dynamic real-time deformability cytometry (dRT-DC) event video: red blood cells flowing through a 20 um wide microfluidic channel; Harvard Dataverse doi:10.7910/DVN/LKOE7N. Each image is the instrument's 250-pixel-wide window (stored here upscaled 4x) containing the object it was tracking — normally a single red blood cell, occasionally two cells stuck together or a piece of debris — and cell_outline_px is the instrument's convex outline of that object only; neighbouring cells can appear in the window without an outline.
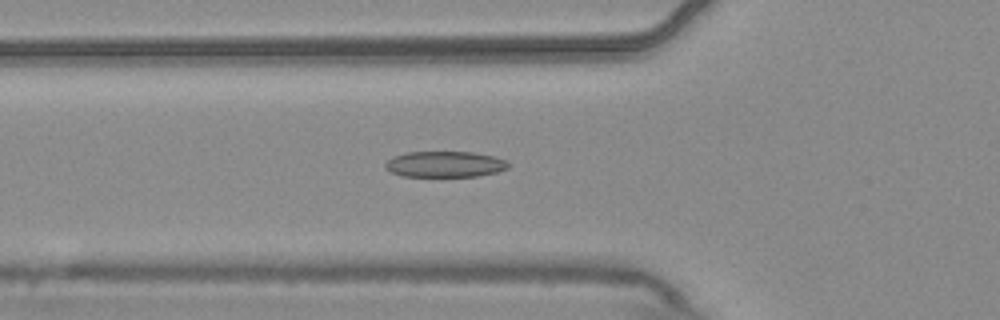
{"species": "common noctule bat (a hibernating species)", "species_latin": "Nyctalus noctula", "temperature_condition": "warm", "stored_images_in_passage": 49, "camera_frame_rate_fps": 3000, "um_per_image_px": 0.085, "animal": {"sex": "male", "body_mass_g": 20.4}, "frame": {"image": 1, "passage_image": 14, "time_ms": 4.333, "image_size_px": [1000, 320], "cell_outline_px": [[508, 168], [496, 172], [480, 176], [400, 176], [384, 168], [384, 164], [392, 156], [408, 152], [472, 152], [492, 156], [508, 160]], "centroid_in_image_um": [37.8, 13.96], "position_along_channel_um": 88.0, "area_um2": 18.61}}
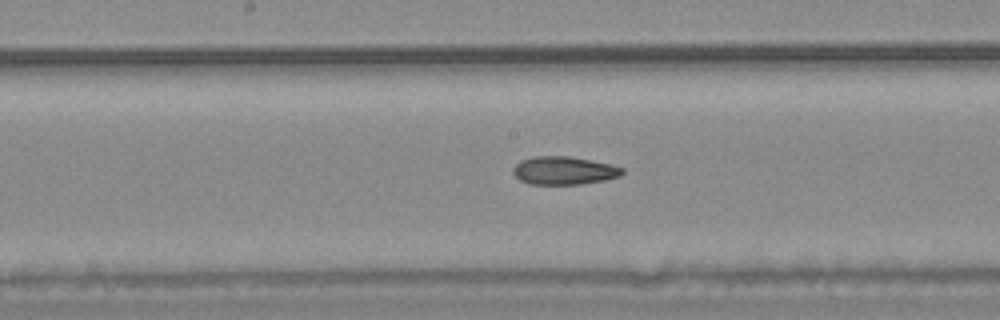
{"frame": {"image": 2, "passage_image": 23, "time_ms": 7.333, "image_size_px": [1000, 320], "cell_outline_px": [[624, 172], [620, 176], [604, 180], [580, 184], [528, 184], [520, 180], [512, 172], [512, 168], [520, 160], [532, 156], [568, 156], [612, 164], [624, 168]], "centroid_in_image_um": [47.92, 14.49], "position_along_channel_um": 200.3, "area_um2": 17.98}}
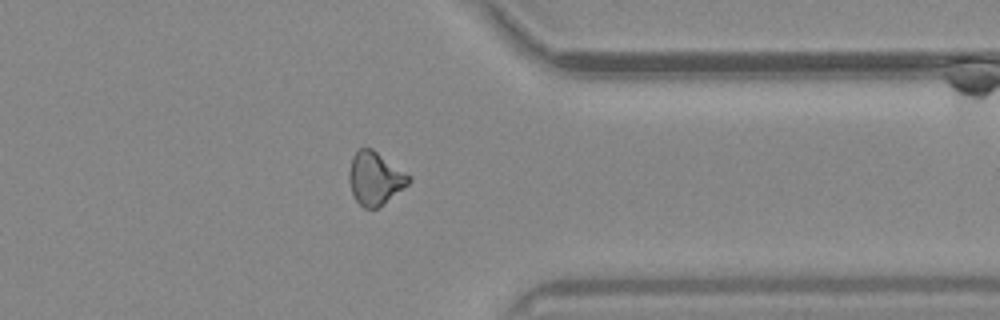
{"frame": {"image": 3, "passage_image": 38, "time_ms": 12.333, "image_size_px": [1000, 320], "cell_outline_px": [[412, 180], [408, 184], [384, 204], [376, 208], [364, 208], [356, 200], [352, 192], [348, 180], [348, 172], [352, 156], [360, 148], [372, 148], [412, 176]], "centroid_in_image_um": [31.88, 15.15], "position_along_channel_um": 379.5, "area_um2": 18.5}, "authors_computed_cell_mechanics": {"area_um2": 18.496, "velocity_mm_per_s": 3.711, "shape_relaxation_time_tau1_ms": null, "shape_relaxation_time_tau2_ms": 3.6762, "deformation_change_tau1": null, "deformation_change_tau2": 0.1067}}